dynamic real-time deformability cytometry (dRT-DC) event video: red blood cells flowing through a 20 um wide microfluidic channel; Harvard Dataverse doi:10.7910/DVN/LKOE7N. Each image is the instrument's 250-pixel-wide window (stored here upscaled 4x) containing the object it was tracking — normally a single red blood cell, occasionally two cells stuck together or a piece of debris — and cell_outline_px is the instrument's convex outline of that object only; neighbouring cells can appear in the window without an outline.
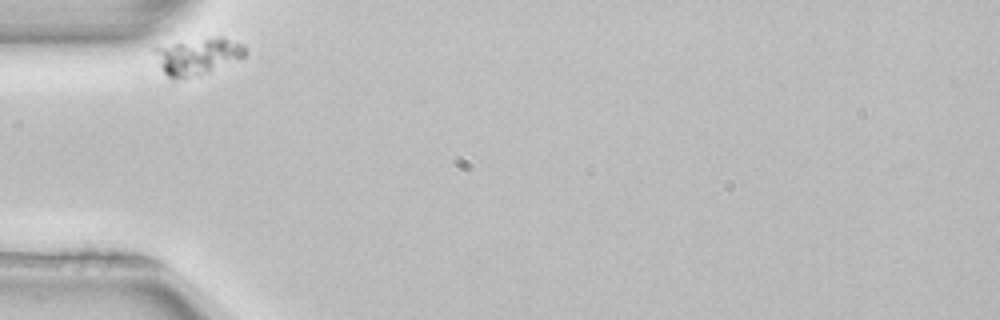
{"species": "common noctule bat (a hibernating species)", "species_latin": "Nyctalus noctula", "temperature_condition": "room temperature", "stored_images_in_passage": 31, "camera_frame_rate_fps": 3000, "um_per_image_px": 0.085, "animal": {"sex": "female", "body_mass_g": 22.7, "forearm_length_mm": 54.2}, "frame": {"image": 1, "passage_image": 1, "time_ms": 0.0, "image_size_px": [1000, 320], "cell_outline_px": [[244, 56], [172, 80], [164, 72], [152, 48], [220, 36], [224, 36], [244, 44]], "centroid_in_image_um": [16.77, 4.71], "position_along_channel_um": 68.2, "area_um2": 17.51}}
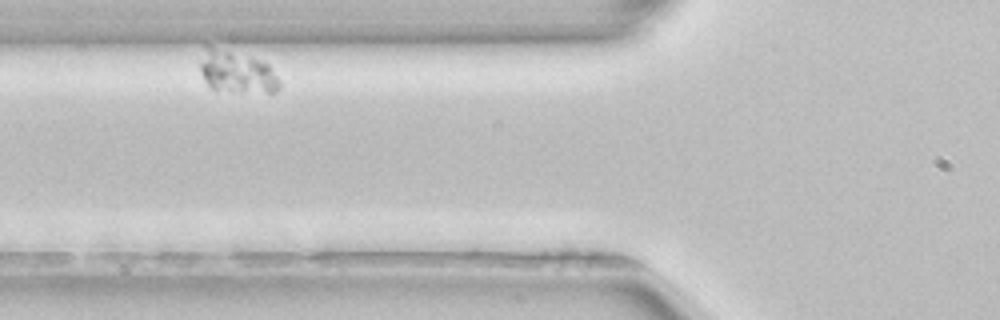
{"frame": {"image": 2, "passage_image": 5, "time_ms": 1.333, "image_size_px": [1000, 320], "cell_outline_px": [[280, 88], [276, 92], [216, 92], [204, 80], [200, 72], [200, 64], [204, 44], [208, 44], [268, 64], [280, 80]], "centroid_in_image_um": [20.07, 6.15], "position_along_channel_um": 105.7, "area_um2": 19.65}}